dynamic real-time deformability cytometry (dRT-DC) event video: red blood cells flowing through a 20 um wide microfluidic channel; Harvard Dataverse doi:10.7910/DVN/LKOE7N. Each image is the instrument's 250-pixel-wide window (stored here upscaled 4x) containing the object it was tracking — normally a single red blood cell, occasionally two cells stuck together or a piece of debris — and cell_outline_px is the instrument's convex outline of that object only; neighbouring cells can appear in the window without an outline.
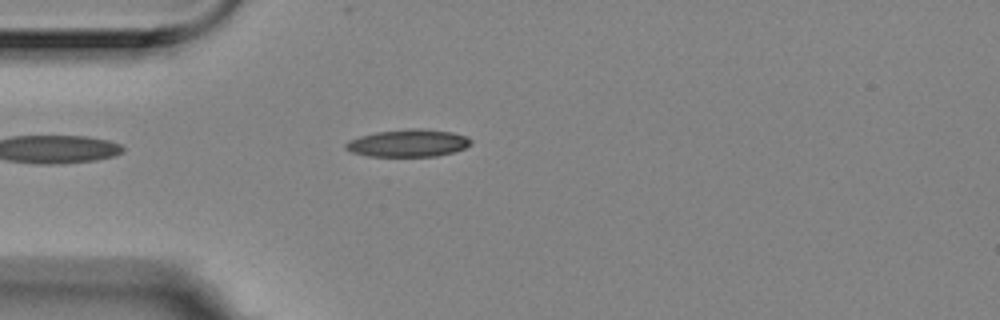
{"species": "Egyptian fruit bat (a non-hibernating species)", "species_latin": "Rousettus aegyptiacus", "temperature_condition": "room temperature", "stored_images_in_passage": 4, "camera_frame_rate_fps": 3000, "um_per_image_px": 0.085, "animal": {"sex": "female"}, "frame": {"image": 1, "passage_image": 4, "time_ms": 1.0, "image_size_px": [1000, 320], "cell_outline_px": [[472, 144], [464, 148], [452, 152], [436, 156], [368, 156], [352, 152], [344, 148], [344, 144], [348, 140], [360, 136], [376, 132], [412, 128], [424, 128], [452, 132], [464, 136], [472, 140]], "centroid_in_image_um": [34.67, 12.16], "position_along_channel_um": 50.3, "area_um2": 20.0}}